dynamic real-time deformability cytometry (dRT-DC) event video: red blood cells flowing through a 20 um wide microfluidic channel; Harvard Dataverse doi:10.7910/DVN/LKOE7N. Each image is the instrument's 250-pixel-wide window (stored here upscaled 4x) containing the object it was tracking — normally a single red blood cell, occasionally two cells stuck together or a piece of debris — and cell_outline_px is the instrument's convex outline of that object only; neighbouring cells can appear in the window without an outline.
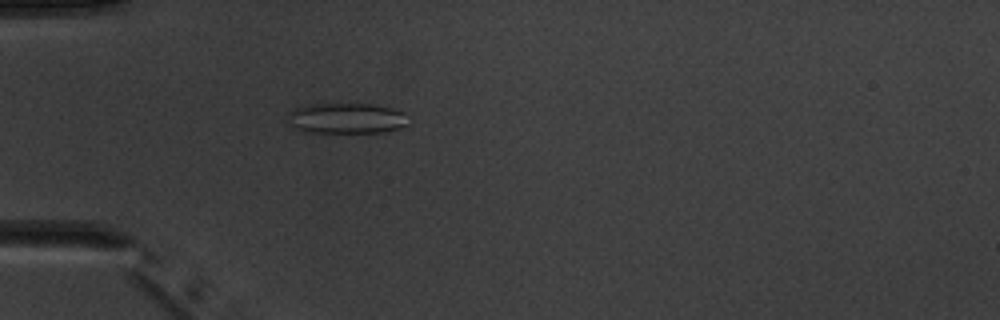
{"species": "common noctule bat (a hibernating species)", "species_latin": "Nyctalus noctula", "temperature_condition": "warm", "stored_images_in_passage": 4, "camera_frame_rate_fps": 3000, "um_per_image_px": 0.085, "animal": {"sex": "male", "body_mass_g": 20.1, "forearm_length_mm": 53.5}, "frame": {"image": 1, "passage_image": 4, "time_ms": 4.333, "image_size_px": [1000, 320], "cell_outline_px": [[408, 124], [400, 128], [384, 132], [304, 132], [296, 128], [292, 124], [288, 116], [288, 112], [296, 108], [308, 104], [372, 104], [392, 108], [404, 112]], "centroid_in_image_um": [29.47, 10.05], "position_along_channel_um": 55.5, "area_um2": 21.33}}